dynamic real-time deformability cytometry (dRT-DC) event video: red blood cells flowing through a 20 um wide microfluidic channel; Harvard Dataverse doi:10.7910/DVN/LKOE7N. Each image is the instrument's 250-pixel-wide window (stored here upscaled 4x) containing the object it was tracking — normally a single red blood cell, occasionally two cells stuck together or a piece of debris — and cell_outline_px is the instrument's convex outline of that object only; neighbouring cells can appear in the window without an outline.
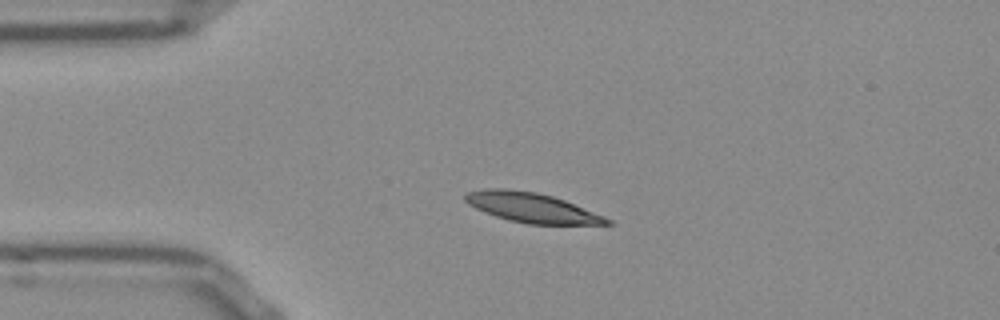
{"species": "Egyptian fruit bat (a non-hibernating species)", "species_latin": "Rousettus aegyptiacus", "temperature_condition": "room temperature", "stored_images_in_passage": 42, "camera_frame_rate_fps": 3000, "um_per_image_px": 0.085, "frame": {"image": 1, "passage_image": 1, "time_ms": 0.0, "image_size_px": [1000, 320], "cell_outline_px": [[612, 224], [528, 224], [508, 220], [484, 212], [468, 204], [464, 200], [464, 192], [484, 188], [504, 188], [536, 192], [552, 196], [564, 200], [604, 216], [612, 220]], "centroid_in_image_um": [45.14, 17.63], "position_along_channel_um": 39.9, "area_um2": 24.51}}
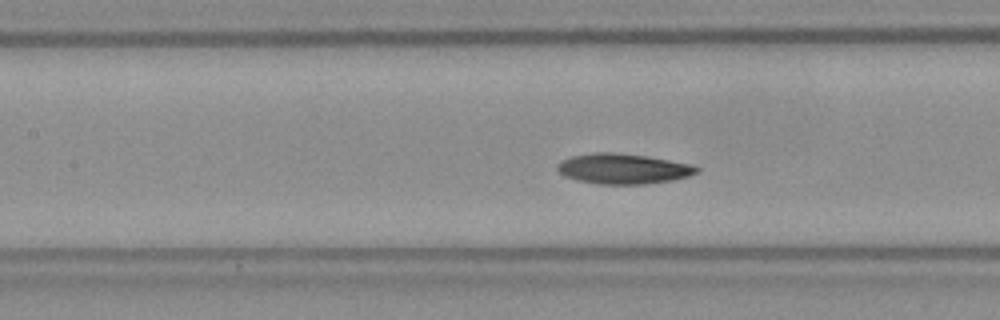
{"frame": {"image": 2, "passage_image": 12, "time_ms": 3.667, "image_size_px": [1000, 320], "cell_outline_px": [[700, 172], [688, 176], [672, 180], [644, 184], [596, 184], [576, 180], [564, 176], [556, 168], [556, 164], [560, 160], [572, 156], [596, 152], [612, 152], [644, 156], [696, 164], [700, 168]], "centroid_in_image_um": [52.98, 14.34], "position_along_channel_um": 154.4, "area_um2": 24.8}}
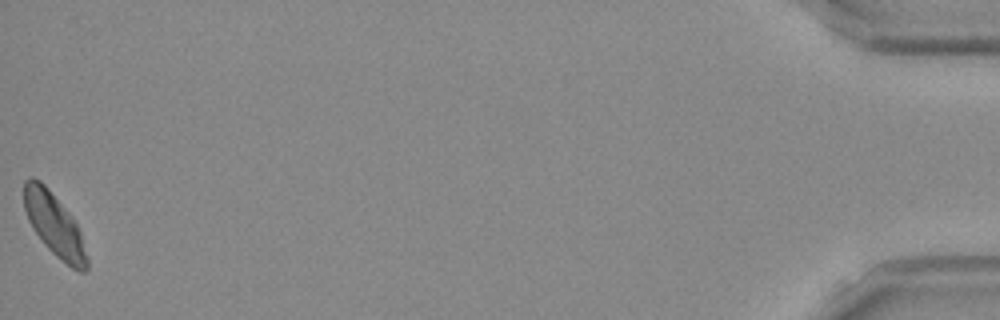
{"frame": {"image": 3, "passage_image": 42, "time_ms": 13.667, "image_size_px": [1000, 320], "cell_outline_px": [[88, 268], [84, 272], [80, 272], [72, 268], [60, 260], [44, 244], [32, 228], [28, 220], [24, 208], [24, 180], [28, 176], [32, 176], [40, 180], [48, 188], [72, 216], [80, 232], [88, 260]], "centroid_in_image_um": [4.6, 19.09], "position_along_channel_um": 430.6, "area_um2": 23.06}, "authors_computed_cell_mechanics": {"area_um2": 24.0448, "velocity_mm_per_s": 3.791, "shape_relaxation_time_tau1_ms": 5.8106, "shape_relaxation_time_tau2_ms": null, "deformation_change_tau1": 0.1399, "deformation_change_tau2": null}}